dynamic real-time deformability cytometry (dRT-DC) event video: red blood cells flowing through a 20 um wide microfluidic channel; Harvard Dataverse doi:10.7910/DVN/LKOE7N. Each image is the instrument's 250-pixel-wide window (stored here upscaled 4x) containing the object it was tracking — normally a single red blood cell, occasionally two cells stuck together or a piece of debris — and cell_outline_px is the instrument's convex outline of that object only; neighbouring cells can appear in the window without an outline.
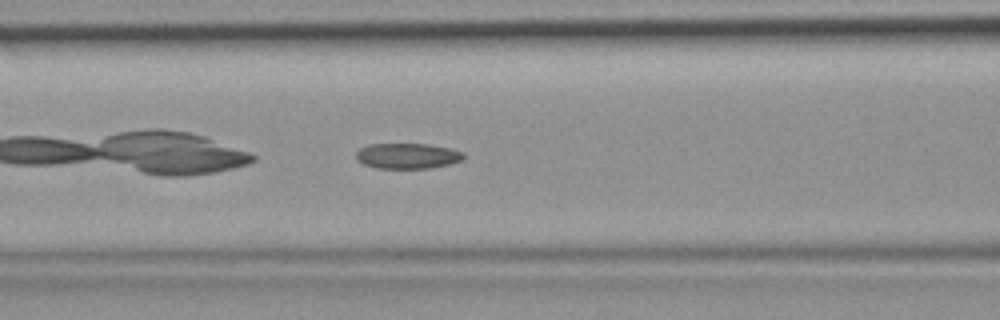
{"species": "common noctule bat (a hibernating species)", "species_latin": "Nyctalus noctula", "temperature_condition": "room temperature", "stored_images_in_passage": 32, "camera_frame_rate_fps": 3000, "um_per_image_px": 0.085, "animal": {"sex": "female", "body_mass_g": 19.9}, "frame": {"image": 1, "passage_image": 5, "time_ms": 1.333, "image_size_px": [1000, 320], "cell_outline_px": [[464, 156], [460, 160], [448, 164], [428, 168], [376, 168], [364, 164], [356, 160], [356, 152], [360, 148], [368, 144], [428, 144], [452, 148], [464, 152]], "centroid_in_image_um": [34.61, 13.24], "position_along_channel_um": 132.0, "area_um2": 15.95}}
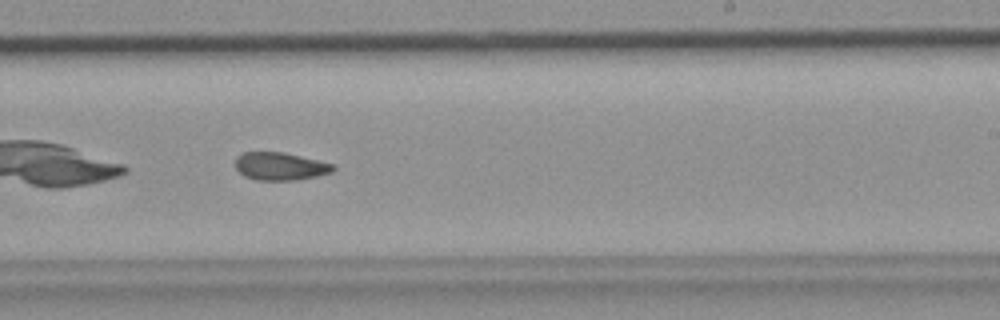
{"frame": {"image": 2, "passage_image": 14, "time_ms": 4.333, "image_size_px": [1000, 320], "cell_outline_px": [[336, 168], [332, 172], [316, 176], [296, 180], [256, 180], [244, 176], [236, 168], [236, 156], [244, 152], [284, 152], [336, 164]], "centroid_in_image_um": [23.84, 14.13], "position_along_channel_um": 265.2, "area_um2": 15.95}}